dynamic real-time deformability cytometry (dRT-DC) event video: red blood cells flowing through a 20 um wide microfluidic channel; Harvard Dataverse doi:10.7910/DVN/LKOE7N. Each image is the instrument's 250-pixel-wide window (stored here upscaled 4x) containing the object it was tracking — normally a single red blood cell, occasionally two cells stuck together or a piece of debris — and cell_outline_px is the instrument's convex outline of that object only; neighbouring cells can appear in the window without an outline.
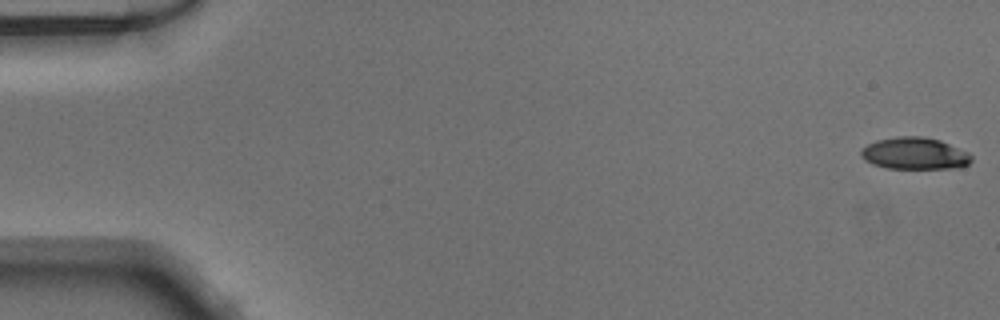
{"species": "Egyptian fruit bat (a non-hibernating species)", "species_latin": "Rousettus aegyptiacus", "temperature_condition": "warm", "stored_images_in_passage": 12, "camera_frame_rate_fps": 3000, "um_per_image_px": 0.085, "animal": {"sex": "male"}, "frame": {"image": 1, "passage_image": 1, "time_ms": 0.0, "image_size_px": [1000, 320], "cell_outline_px": [[972, 160], [968, 164], [960, 168], [888, 168], [872, 164], [864, 160], [860, 156], [860, 152], [868, 144], [876, 140], [900, 136], [924, 136], [940, 140], [968, 152], [972, 156]], "centroid_in_image_um": [77.75, 13.04], "position_along_channel_um": 7.2, "area_um2": 20.58}}